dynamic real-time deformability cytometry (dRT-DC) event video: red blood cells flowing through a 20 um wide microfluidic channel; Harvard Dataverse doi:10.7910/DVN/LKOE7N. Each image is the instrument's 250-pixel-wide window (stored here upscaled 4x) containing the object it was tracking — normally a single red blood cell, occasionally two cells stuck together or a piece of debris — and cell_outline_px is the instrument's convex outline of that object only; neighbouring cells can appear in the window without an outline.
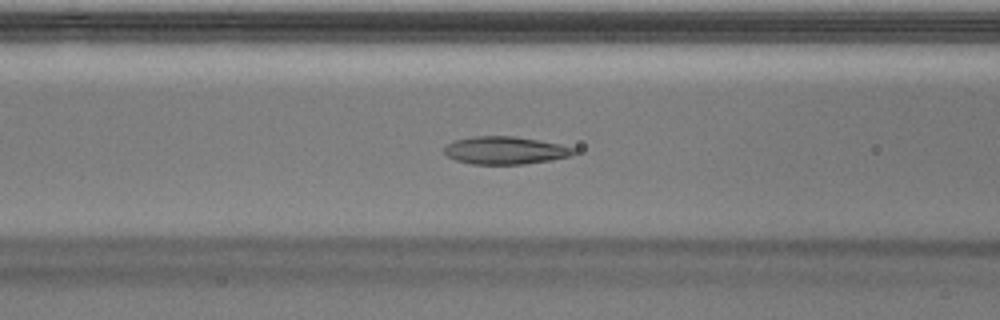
{"species": "Egyptian fruit bat (a non-hibernating species)", "species_latin": "Rousettus aegyptiacus", "temperature_condition": "warm", "stored_images_in_passage": 50, "camera_frame_rate_fps": 3000, "um_per_image_px": 0.085, "animal": {"sex": "male"}, "frame": {"image": 1, "passage_image": 20, "time_ms": 6.333, "image_size_px": [1000, 320], "cell_outline_px": [[576, 152], [572, 156], [552, 160], [524, 164], [472, 164], [456, 160], [448, 156], [444, 152], [444, 148], [452, 140], [472, 136], [512, 136], [560, 144], [576, 148]], "centroid_in_image_um": [42.95, 12.78], "position_along_channel_um": 123.7, "area_um2": 20.98}}
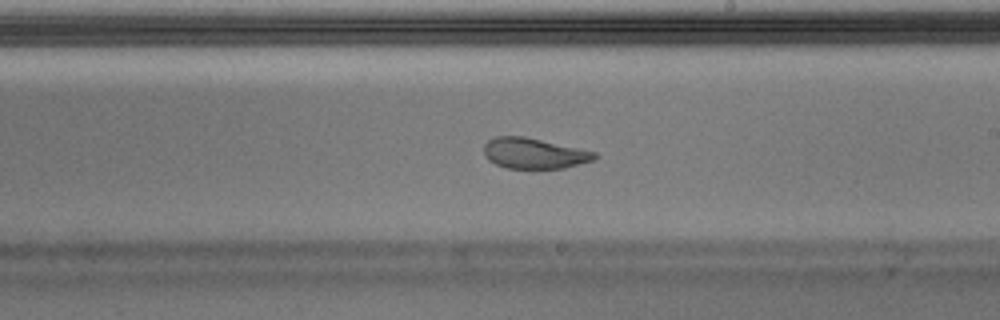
{"frame": {"image": 2, "passage_image": 29, "time_ms": 9.333, "image_size_px": [1000, 320], "cell_outline_px": [[600, 156], [592, 160], [564, 168], [508, 168], [496, 164], [488, 160], [484, 156], [484, 144], [488, 140], [496, 136], [524, 136], [596, 152]], "centroid_in_image_um": [45.37, 13.03], "position_along_channel_um": 243.6, "area_um2": 19.65}}
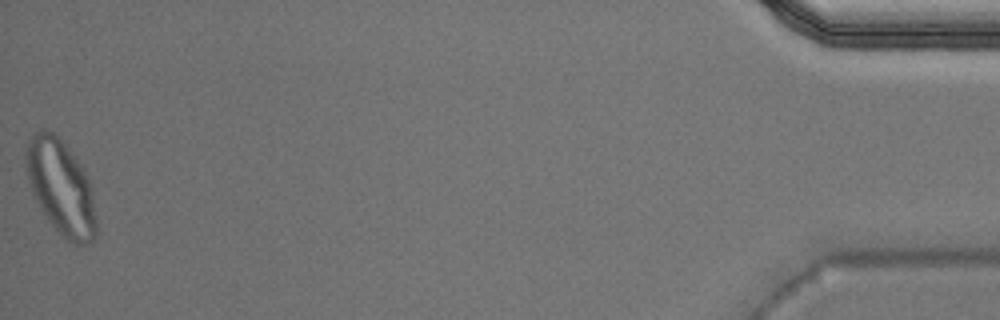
{"frame": {"image": 3, "passage_image": 50, "time_ms": 16.333, "image_size_px": [1000, 320], "cell_outline_px": [[96, 236], [92, 240], [84, 244], [76, 244], [68, 240], [48, 220], [40, 208], [32, 192], [28, 180], [24, 156], [24, 152], [28, 140], [40, 128], [44, 128], [52, 132], [64, 144], [84, 168], [92, 188], [96, 216]], "centroid_in_image_um": [5.17, 15.89], "position_along_channel_um": 430.0, "area_um2": 38.67}, "authors_computed_cell_mechanics": {"area_um2": 21.4727, "velocity_mm_per_s": 3.9974, "shape_relaxation_time_tau1_ms": 10.7073, "shape_relaxation_time_tau2_ms": 0.8753, "deformation_change_tau1": 0.2965, "deformation_change_tau2": 0.0646}}